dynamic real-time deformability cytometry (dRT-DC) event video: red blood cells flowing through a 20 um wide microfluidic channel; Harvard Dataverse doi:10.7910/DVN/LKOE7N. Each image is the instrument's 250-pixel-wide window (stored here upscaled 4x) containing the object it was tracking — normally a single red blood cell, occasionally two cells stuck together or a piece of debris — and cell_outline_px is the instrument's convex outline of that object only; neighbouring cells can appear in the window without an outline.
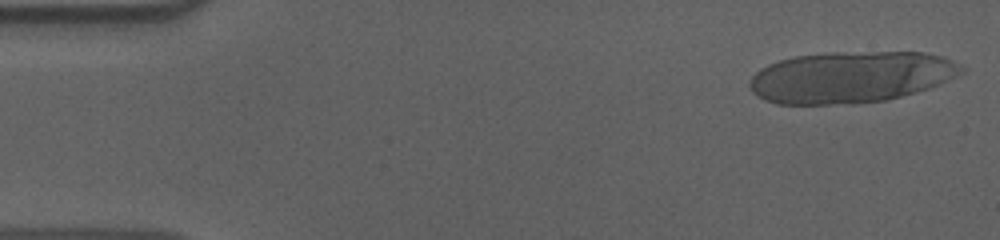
{"species": "human", "species_latin": "Homo sapiens", "temperature_condition": "cold", "stored_images_in_passage": 17, "camera_frame_rate_fps": 3000, "um_per_image_px": 0.085, "donor": {"sex": "male"}, "frame": {"image": 1, "passage_image": 1, "time_ms": 0.0, "image_size_px": [1000, 240], "cell_outline_px": [[968, 68], [964, 72], [940, 84], [928, 88], [900, 96], [884, 100], [852, 104], [776, 104], [764, 100], [752, 92], [748, 84], [748, 80], [760, 68], [768, 64], [780, 60], [796, 56], [832, 52], [924, 52], [944, 56]], "centroid_in_image_um": [72.32, 6.55], "position_along_channel_um": 12.7, "area_um2": 63.87}}